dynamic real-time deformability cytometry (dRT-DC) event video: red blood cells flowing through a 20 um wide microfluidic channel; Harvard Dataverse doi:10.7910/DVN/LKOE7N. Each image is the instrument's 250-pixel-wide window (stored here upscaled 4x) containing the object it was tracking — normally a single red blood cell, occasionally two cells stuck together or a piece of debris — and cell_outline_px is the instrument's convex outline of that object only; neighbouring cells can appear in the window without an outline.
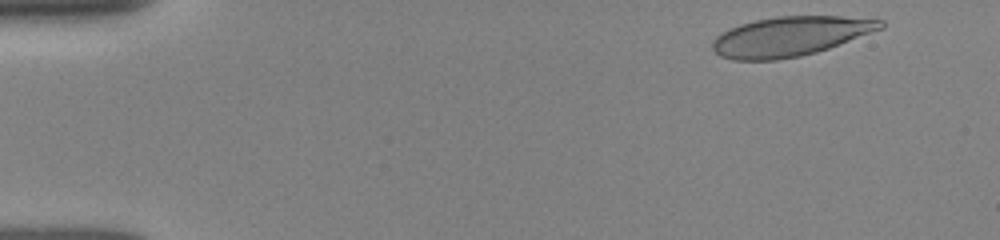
{"species": "human", "species_latin": "Homo sapiens", "temperature_condition": "room temperature", "stored_images_in_passage": 48, "camera_frame_rate_fps": 3000, "um_per_image_px": 0.085, "donor": {"sex": "female"}, "frame": {"image": 1, "passage_image": 2, "time_ms": 0.333, "image_size_px": [1000, 240], "cell_outline_px": [[884, 28], [828, 48], [816, 52], [800, 56], [776, 60], [732, 60], [720, 56], [712, 48], [712, 44], [716, 36], [740, 24], [756, 20], [776, 16], [840, 16], [884, 20]], "centroid_in_image_um": [67.17, 3.09], "position_along_channel_um": 17.8, "area_um2": 38.49}}
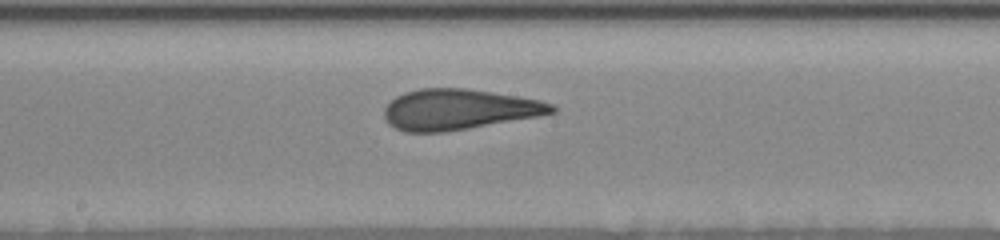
{"frame": {"image": 2, "passage_image": 25, "time_ms": 8.0, "image_size_px": [1000, 240], "cell_outline_px": [[556, 112], [540, 116], [444, 132], [404, 132], [388, 124], [384, 116], [384, 108], [396, 96], [404, 92], [420, 88], [464, 88], [516, 96], [540, 100], [552, 104], [556, 108]], "centroid_in_image_um": [38.97, 9.3], "position_along_channel_um": 209.2, "area_um2": 39.48}}
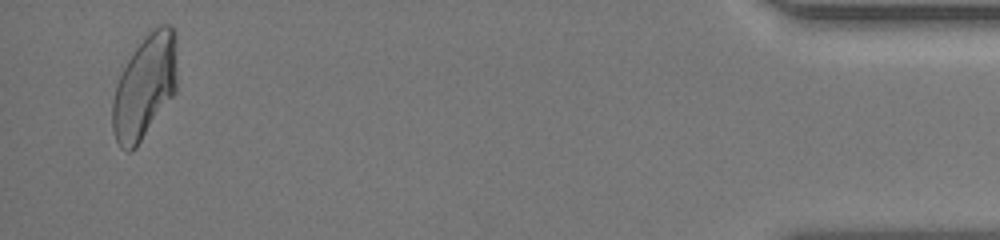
{"frame": {"image": 3, "passage_image": 47, "time_ms": 15.333, "image_size_px": [1000, 240], "cell_outline_px": [[176, 92], [136, 148], [128, 152], [120, 148], [116, 140], [112, 128], [112, 104], [116, 84], [128, 60], [136, 48], [152, 28], [160, 24], [168, 24], [176, 32]], "centroid_in_image_um": [12.31, 7.38], "position_along_channel_um": 422.9, "area_um2": 39.07}, "authors_computed_cell_mechanics": {"area_um2": 39.6219, "velocity_mm_per_s": 3.9149, "shape_relaxation_time_tau1_ms": 7.518, "shape_relaxation_time_tau2_ms": 1.1638, "deformation_change_tau1": 0.2336, "deformation_change_tau2": 0.0913}}